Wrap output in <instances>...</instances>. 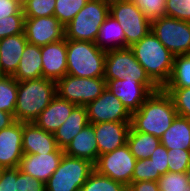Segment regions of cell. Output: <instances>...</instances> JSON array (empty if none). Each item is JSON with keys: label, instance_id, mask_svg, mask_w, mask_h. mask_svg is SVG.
<instances>
[{"label": "cell", "instance_id": "1", "mask_svg": "<svg viewBox=\"0 0 190 191\" xmlns=\"http://www.w3.org/2000/svg\"><path fill=\"white\" fill-rule=\"evenodd\" d=\"M177 115L171 97L160 88L132 113L131 127L137 132L148 133L160 139Z\"/></svg>", "mask_w": 190, "mask_h": 191}, {"label": "cell", "instance_id": "2", "mask_svg": "<svg viewBox=\"0 0 190 191\" xmlns=\"http://www.w3.org/2000/svg\"><path fill=\"white\" fill-rule=\"evenodd\" d=\"M129 48L133 51L135 58L143 66L149 78L159 88H163L170 79L175 56L151 30Z\"/></svg>", "mask_w": 190, "mask_h": 191}, {"label": "cell", "instance_id": "3", "mask_svg": "<svg viewBox=\"0 0 190 191\" xmlns=\"http://www.w3.org/2000/svg\"><path fill=\"white\" fill-rule=\"evenodd\" d=\"M56 96V82L46 78L18 82L14 118L23 123L34 122Z\"/></svg>", "mask_w": 190, "mask_h": 191}, {"label": "cell", "instance_id": "4", "mask_svg": "<svg viewBox=\"0 0 190 191\" xmlns=\"http://www.w3.org/2000/svg\"><path fill=\"white\" fill-rule=\"evenodd\" d=\"M106 52L93 42L67 39L66 74L87 78L104 77Z\"/></svg>", "mask_w": 190, "mask_h": 191}, {"label": "cell", "instance_id": "5", "mask_svg": "<svg viewBox=\"0 0 190 191\" xmlns=\"http://www.w3.org/2000/svg\"><path fill=\"white\" fill-rule=\"evenodd\" d=\"M109 15V0H89L64 27L68 40L95 42L99 29Z\"/></svg>", "mask_w": 190, "mask_h": 191}, {"label": "cell", "instance_id": "6", "mask_svg": "<svg viewBox=\"0 0 190 191\" xmlns=\"http://www.w3.org/2000/svg\"><path fill=\"white\" fill-rule=\"evenodd\" d=\"M104 79L106 83L115 79L140 81L152 93L160 89L146 74L145 69L137 61L129 47L112 49L106 52Z\"/></svg>", "mask_w": 190, "mask_h": 191}, {"label": "cell", "instance_id": "7", "mask_svg": "<svg viewBox=\"0 0 190 191\" xmlns=\"http://www.w3.org/2000/svg\"><path fill=\"white\" fill-rule=\"evenodd\" d=\"M93 171L90 161L63 154L58 168L45 183L46 191H79Z\"/></svg>", "mask_w": 190, "mask_h": 191}, {"label": "cell", "instance_id": "8", "mask_svg": "<svg viewBox=\"0 0 190 191\" xmlns=\"http://www.w3.org/2000/svg\"><path fill=\"white\" fill-rule=\"evenodd\" d=\"M109 14L124 30L125 48L137 43L151 30V21L132 0H109Z\"/></svg>", "mask_w": 190, "mask_h": 191}, {"label": "cell", "instance_id": "9", "mask_svg": "<svg viewBox=\"0 0 190 191\" xmlns=\"http://www.w3.org/2000/svg\"><path fill=\"white\" fill-rule=\"evenodd\" d=\"M105 89L104 77L87 78L66 74L56 81V95L80 106L94 101Z\"/></svg>", "mask_w": 190, "mask_h": 191}, {"label": "cell", "instance_id": "10", "mask_svg": "<svg viewBox=\"0 0 190 191\" xmlns=\"http://www.w3.org/2000/svg\"><path fill=\"white\" fill-rule=\"evenodd\" d=\"M151 31L174 56L190 54V22L164 16L151 21Z\"/></svg>", "mask_w": 190, "mask_h": 191}, {"label": "cell", "instance_id": "11", "mask_svg": "<svg viewBox=\"0 0 190 191\" xmlns=\"http://www.w3.org/2000/svg\"><path fill=\"white\" fill-rule=\"evenodd\" d=\"M136 158L130 152L129 146H124L98 156L94 170L114 181L123 183L126 187L132 182Z\"/></svg>", "mask_w": 190, "mask_h": 191}, {"label": "cell", "instance_id": "12", "mask_svg": "<svg viewBox=\"0 0 190 191\" xmlns=\"http://www.w3.org/2000/svg\"><path fill=\"white\" fill-rule=\"evenodd\" d=\"M88 122H131L132 114L106 87L102 94L85 106Z\"/></svg>", "mask_w": 190, "mask_h": 191}, {"label": "cell", "instance_id": "13", "mask_svg": "<svg viewBox=\"0 0 190 191\" xmlns=\"http://www.w3.org/2000/svg\"><path fill=\"white\" fill-rule=\"evenodd\" d=\"M24 34L28 43L39 47L62 40L65 37L64 26L54 15L25 18Z\"/></svg>", "mask_w": 190, "mask_h": 191}, {"label": "cell", "instance_id": "14", "mask_svg": "<svg viewBox=\"0 0 190 191\" xmlns=\"http://www.w3.org/2000/svg\"><path fill=\"white\" fill-rule=\"evenodd\" d=\"M23 122L15 121L0 130V168H17L23 157Z\"/></svg>", "mask_w": 190, "mask_h": 191}, {"label": "cell", "instance_id": "15", "mask_svg": "<svg viewBox=\"0 0 190 191\" xmlns=\"http://www.w3.org/2000/svg\"><path fill=\"white\" fill-rule=\"evenodd\" d=\"M64 154L63 149L57 148L54 152L43 154H23L19 163V170L43 183L52 176L58 168Z\"/></svg>", "mask_w": 190, "mask_h": 191}, {"label": "cell", "instance_id": "16", "mask_svg": "<svg viewBox=\"0 0 190 191\" xmlns=\"http://www.w3.org/2000/svg\"><path fill=\"white\" fill-rule=\"evenodd\" d=\"M106 87L132 114L137 111L152 92L140 81L129 79L109 80Z\"/></svg>", "mask_w": 190, "mask_h": 191}, {"label": "cell", "instance_id": "17", "mask_svg": "<svg viewBox=\"0 0 190 191\" xmlns=\"http://www.w3.org/2000/svg\"><path fill=\"white\" fill-rule=\"evenodd\" d=\"M92 126L98 145V156L127 144L131 122H102Z\"/></svg>", "mask_w": 190, "mask_h": 191}, {"label": "cell", "instance_id": "18", "mask_svg": "<svg viewBox=\"0 0 190 191\" xmlns=\"http://www.w3.org/2000/svg\"><path fill=\"white\" fill-rule=\"evenodd\" d=\"M67 39L41 47L42 77L57 81L67 73Z\"/></svg>", "mask_w": 190, "mask_h": 191}, {"label": "cell", "instance_id": "19", "mask_svg": "<svg viewBox=\"0 0 190 191\" xmlns=\"http://www.w3.org/2000/svg\"><path fill=\"white\" fill-rule=\"evenodd\" d=\"M22 148L23 154H43L54 152L58 146L53 133L31 122L23 123Z\"/></svg>", "mask_w": 190, "mask_h": 191}, {"label": "cell", "instance_id": "20", "mask_svg": "<svg viewBox=\"0 0 190 191\" xmlns=\"http://www.w3.org/2000/svg\"><path fill=\"white\" fill-rule=\"evenodd\" d=\"M27 43L24 33L0 40V75L12 76L16 72Z\"/></svg>", "mask_w": 190, "mask_h": 191}, {"label": "cell", "instance_id": "21", "mask_svg": "<svg viewBox=\"0 0 190 191\" xmlns=\"http://www.w3.org/2000/svg\"><path fill=\"white\" fill-rule=\"evenodd\" d=\"M75 106L76 104L56 95L34 123L46 132L54 133L68 118Z\"/></svg>", "mask_w": 190, "mask_h": 191}, {"label": "cell", "instance_id": "22", "mask_svg": "<svg viewBox=\"0 0 190 191\" xmlns=\"http://www.w3.org/2000/svg\"><path fill=\"white\" fill-rule=\"evenodd\" d=\"M63 151L68 156L85 159L95 164L98 159V145L92 124L86 125Z\"/></svg>", "mask_w": 190, "mask_h": 191}, {"label": "cell", "instance_id": "23", "mask_svg": "<svg viewBox=\"0 0 190 191\" xmlns=\"http://www.w3.org/2000/svg\"><path fill=\"white\" fill-rule=\"evenodd\" d=\"M88 124L85 106L76 105L64 123L53 133L58 148L64 150L72 139Z\"/></svg>", "mask_w": 190, "mask_h": 191}, {"label": "cell", "instance_id": "24", "mask_svg": "<svg viewBox=\"0 0 190 191\" xmlns=\"http://www.w3.org/2000/svg\"><path fill=\"white\" fill-rule=\"evenodd\" d=\"M12 77L18 82L42 77L41 47L30 43L26 44L18 68Z\"/></svg>", "mask_w": 190, "mask_h": 191}, {"label": "cell", "instance_id": "25", "mask_svg": "<svg viewBox=\"0 0 190 191\" xmlns=\"http://www.w3.org/2000/svg\"><path fill=\"white\" fill-rule=\"evenodd\" d=\"M160 142L168 150H190V120L179 115L163 133Z\"/></svg>", "mask_w": 190, "mask_h": 191}, {"label": "cell", "instance_id": "26", "mask_svg": "<svg viewBox=\"0 0 190 191\" xmlns=\"http://www.w3.org/2000/svg\"><path fill=\"white\" fill-rule=\"evenodd\" d=\"M123 31L119 22L109 14L101 25L94 43L105 51L125 48Z\"/></svg>", "mask_w": 190, "mask_h": 191}, {"label": "cell", "instance_id": "27", "mask_svg": "<svg viewBox=\"0 0 190 191\" xmlns=\"http://www.w3.org/2000/svg\"><path fill=\"white\" fill-rule=\"evenodd\" d=\"M161 144L160 139L143 132H137L132 127L128 132L127 145L136 160L150 158L154 150Z\"/></svg>", "mask_w": 190, "mask_h": 191}, {"label": "cell", "instance_id": "28", "mask_svg": "<svg viewBox=\"0 0 190 191\" xmlns=\"http://www.w3.org/2000/svg\"><path fill=\"white\" fill-rule=\"evenodd\" d=\"M186 87H190V54L174 57L170 79L163 88Z\"/></svg>", "mask_w": 190, "mask_h": 191}, {"label": "cell", "instance_id": "29", "mask_svg": "<svg viewBox=\"0 0 190 191\" xmlns=\"http://www.w3.org/2000/svg\"><path fill=\"white\" fill-rule=\"evenodd\" d=\"M18 81L8 75H0V110L14 115Z\"/></svg>", "mask_w": 190, "mask_h": 191}, {"label": "cell", "instance_id": "30", "mask_svg": "<svg viewBox=\"0 0 190 191\" xmlns=\"http://www.w3.org/2000/svg\"><path fill=\"white\" fill-rule=\"evenodd\" d=\"M126 189L123 183L100 175L94 170L79 191H125Z\"/></svg>", "mask_w": 190, "mask_h": 191}, {"label": "cell", "instance_id": "31", "mask_svg": "<svg viewBox=\"0 0 190 191\" xmlns=\"http://www.w3.org/2000/svg\"><path fill=\"white\" fill-rule=\"evenodd\" d=\"M89 0H56L54 16L65 27Z\"/></svg>", "mask_w": 190, "mask_h": 191}, {"label": "cell", "instance_id": "32", "mask_svg": "<svg viewBox=\"0 0 190 191\" xmlns=\"http://www.w3.org/2000/svg\"><path fill=\"white\" fill-rule=\"evenodd\" d=\"M56 0H27L22 4L25 18L49 17L54 15Z\"/></svg>", "mask_w": 190, "mask_h": 191}, {"label": "cell", "instance_id": "33", "mask_svg": "<svg viewBox=\"0 0 190 191\" xmlns=\"http://www.w3.org/2000/svg\"><path fill=\"white\" fill-rule=\"evenodd\" d=\"M157 183L160 191H190L186 173L166 172Z\"/></svg>", "mask_w": 190, "mask_h": 191}, {"label": "cell", "instance_id": "34", "mask_svg": "<svg viewBox=\"0 0 190 191\" xmlns=\"http://www.w3.org/2000/svg\"><path fill=\"white\" fill-rule=\"evenodd\" d=\"M162 89L171 97L177 114L190 120V87Z\"/></svg>", "mask_w": 190, "mask_h": 191}, {"label": "cell", "instance_id": "35", "mask_svg": "<svg viewBox=\"0 0 190 191\" xmlns=\"http://www.w3.org/2000/svg\"><path fill=\"white\" fill-rule=\"evenodd\" d=\"M161 175L155 173V166L150 158L136 160L132 182L158 181Z\"/></svg>", "mask_w": 190, "mask_h": 191}, {"label": "cell", "instance_id": "36", "mask_svg": "<svg viewBox=\"0 0 190 191\" xmlns=\"http://www.w3.org/2000/svg\"><path fill=\"white\" fill-rule=\"evenodd\" d=\"M25 15H11L0 19V40L24 33Z\"/></svg>", "mask_w": 190, "mask_h": 191}, {"label": "cell", "instance_id": "37", "mask_svg": "<svg viewBox=\"0 0 190 191\" xmlns=\"http://www.w3.org/2000/svg\"><path fill=\"white\" fill-rule=\"evenodd\" d=\"M168 172L185 173L190 165V150H168Z\"/></svg>", "mask_w": 190, "mask_h": 191}, {"label": "cell", "instance_id": "38", "mask_svg": "<svg viewBox=\"0 0 190 191\" xmlns=\"http://www.w3.org/2000/svg\"><path fill=\"white\" fill-rule=\"evenodd\" d=\"M132 1L150 21L166 16L165 12L166 0H132Z\"/></svg>", "mask_w": 190, "mask_h": 191}, {"label": "cell", "instance_id": "39", "mask_svg": "<svg viewBox=\"0 0 190 191\" xmlns=\"http://www.w3.org/2000/svg\"><path fill=\"white\" fill-rule=\"evenodd\" d=\"M166 16L190 22V0H166Z\"/></svg>", "mask_w": 190, "mask_h": 191}, {"label": "cell", "instance_id": "40", "mask_svg": "<svg viewBox=\"0 0 190 191\" xmlns=\"http://www.w3.org/2000/svg\"><path fill=\"white\" fill-rule=\"evenodd\" d=\"M16 191H46L45 183L21 172L18 168Z\"/></svg>", "mask_w": 190, "mask_h": 191}, {"label": "cell", "instance_id": "41", "mask_svg": "<svg viewBox=\"0 0 190 191\" xmlns=\"http://www.w3.org/2000/svg\"><path fill=\"white\" fill-rule=\"evenodd\" d=\"M168 149L160 144L150 155V159L153 161L155 166V173H159L160 175H164L168 172Z\"/></svg>", "mask_w": 190, "mask_h": 191}, {"label": "cell", "instance_id": "42", "mask_svg": "<svg viewBox=\"0 0 190 191\" xmlns=\"http://www.w3.org/2000/svg\"><path fill=\"white\" fill-rule=\"evenodd\" d=\"M17 168L2 169L0 173V191H16Z\"/></svg>", "mask_w": 190, "mask_h": 191}, {"label": "cell", "instance_id": "43", "mask_svg": "<svg viewBox=\"0 0 190 191\" xmlns=\"http://www.w3.org/2000/svg\"><path fill=\"white\" fill-rule=\"evenodd\" d=\"M11 15H24L18 0H0V19Z\"/></svg>", "mask_w": 190, "mask_h": 191}, {"label": "cell", "instance_id": "44", "mask_svg": "<svg viewBox=\"0 0 190 191\" xmlns=\"http://www.w3.org/2000/svg\"><path fill=\"white\" fill-rule=\"evenodd\" d=\"M127 189L129 191H160L157 181H138L131 182Z\"/></svg>", "mask_w": 190, "mask_h": 191}, {"label": "cell", "instance_id": "45", "mask_svg": "<svg viewBox=\"0 0 190 191\" xmlns=\"http://www.w3.org/2000/svg\"><path fill=\"white\" fill-rule=\"evenodd\" d=\"M15 121L13 114L0 110V130L9 127Z\"/></svg>", "mask_w": 190, "mask_h": 191}, {"label": "cell", "instance_id": "46", "mask_svg": "<svg viewBox=\"0 0 190 191\" xmlns=\"http://www.w3.org/2000/svg\"><path fill=\"white\" fill-rule=\"evenodd\" d=\"M185 173H186V177H187V180L189 182V187H190V165L187 167Z\"/></svg>", "mask_w": 190, "mask_h": 191}, {"label": "cell", "instance_id": "47", "mask_svg": "<svg viewBox=\"0 0 190 191\" xmlns=\"http://www.w3.org/2000/svg\"><path fill=\"white\" fill-rule=\"evenodd\" d=\"M21 4L25 3L27 0H18Z\"/></svg>", "mask_w": 190, "mask_h": 191}]
</instances>
